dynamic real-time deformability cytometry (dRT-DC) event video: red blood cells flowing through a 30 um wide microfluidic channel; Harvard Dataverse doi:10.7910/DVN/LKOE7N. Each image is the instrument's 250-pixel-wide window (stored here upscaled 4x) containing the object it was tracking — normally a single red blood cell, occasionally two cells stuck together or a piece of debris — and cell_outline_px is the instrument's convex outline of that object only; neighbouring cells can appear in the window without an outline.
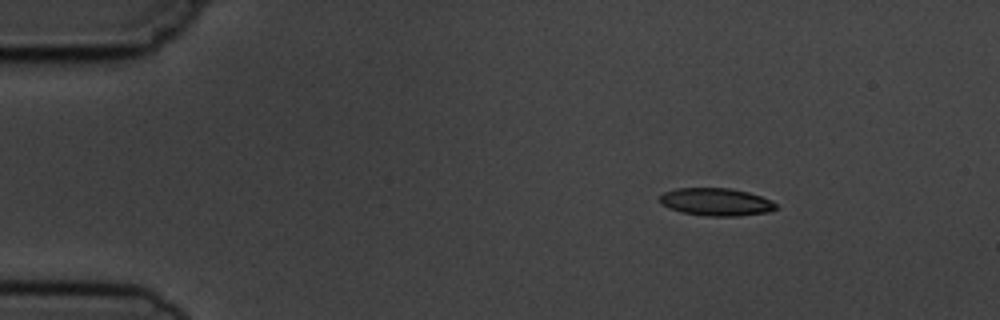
{"species": "common noctule bat (a hibernating species)", "species_latin": "Nyctalus noctula", "temperature_condition": "cold", "stored_images_in_passage": 4, "camera_frame_rate_fps": 3000, "um_per_image_px": 0.085, "animal": {"sex": "male", "body_mass_g": 19.5, "forearm_length_mm": 54.6}, "frame": {"image": 1, "passage_image": 2, "time_ms": 1.333, "image_size_px": [1000, 320], "cell_outline_px": [[780, 208], [768, 212], [736, 216], [708, 216], [680, 212], [668, 208], [660, 204], [660, 196], [664, 192], [676, 188], [728, 188], [748, 192], [772, 200]], "centroid_in_image_um": [60.87, 17.17], "position_along_channel_um": 24.1, "area_um2": 18.84}}